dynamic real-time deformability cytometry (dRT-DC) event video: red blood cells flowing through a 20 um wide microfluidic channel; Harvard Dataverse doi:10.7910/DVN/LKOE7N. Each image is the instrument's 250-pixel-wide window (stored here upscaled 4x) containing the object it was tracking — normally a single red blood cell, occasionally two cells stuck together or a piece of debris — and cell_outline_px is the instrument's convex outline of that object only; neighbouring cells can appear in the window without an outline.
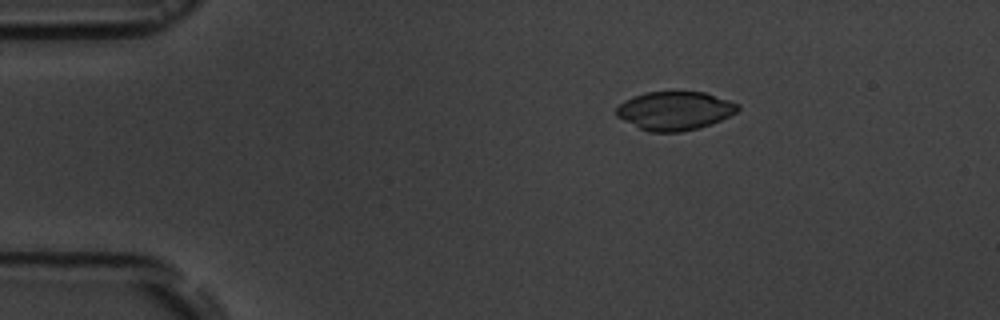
{"species": "common noctule bat (a hibernating species)", "species_latin": "Nyctalus noctula", "temperature_condition": "room temperature", "stored_images_in_passage": 3, "camera_frame_rate_fps": 3000, "um_per_image_px": 0.085, "animal": {"sex": "male", "body_mass_g": 19.5, "forearm_length_mm": 54.6}, "frame": {"image": 1, "passage_image": 2, "time_ms": 1.0, "image_size_px": [1000, 320], "cell_outline_px": [[740, 108], [736, 112], [712, 124], [700, 128], [680, 132], [648, 132], [616, 116], [616, 108], [624, 100], [644, 92], [704, 92], [740, 104]], "centroid_in_image_um": [57.35, 9.42], "position_along_channel_um": 27.6, "area_um2": 27.28}}